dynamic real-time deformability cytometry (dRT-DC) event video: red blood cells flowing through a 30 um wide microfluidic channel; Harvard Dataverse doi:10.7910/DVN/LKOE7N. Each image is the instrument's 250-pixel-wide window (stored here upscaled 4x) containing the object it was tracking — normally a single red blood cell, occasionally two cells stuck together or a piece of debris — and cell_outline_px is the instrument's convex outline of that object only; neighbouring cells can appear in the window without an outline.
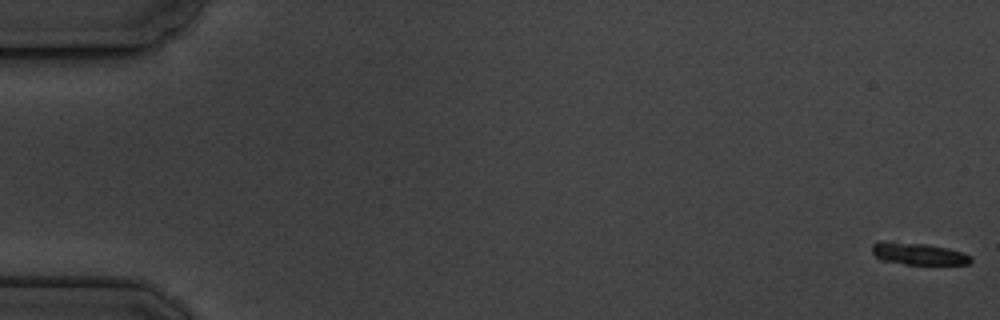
{"species": "common noctule bat (a hibernating species)", "species_latin": "Nyctalus noctula", "temperature_condition": "cold", "stored_images_in_passage": 8, "camera_frame_rate_fps": 3000, "um_per_image_px": 0.085, "animal": {"sex": "male", "body_mass_g": 19.5, "forearm_length_mm": 54.6}, "frame": {"image": 1, "passage_image": 1, "time_ms": 0.0, "image_size_px": [1000, 320], "cell_outline_px": [[972, 260], [968, 264], [904, 264], [880, 260], [872, 252], [872, 244], [924, 244], [948, 248], [972, 256]], "centroid_in_image_um": [78.15, 21.62], "position_along_channel_um": 6.9, "area_um2": 11.85}}
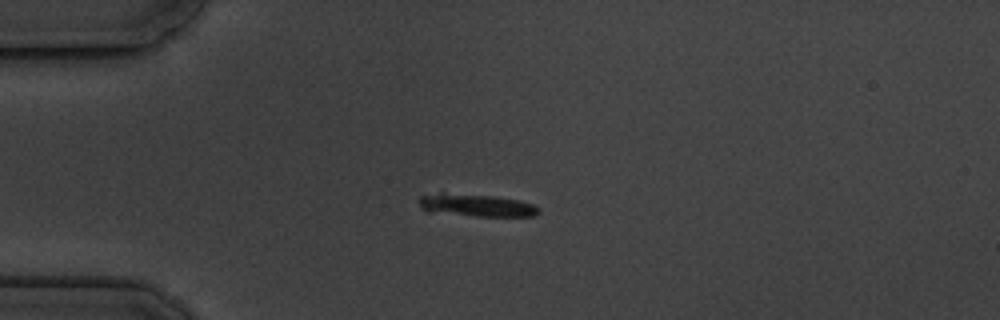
{"frame": {"image": 2, "passage_image": 5, "time_ms": 4.667, "image_size_px": [1000, 320], "cell_outline_px": [[540, 212], [536, 216], [476, 216], [428, 212], [420, 208], [420, 196], [440, 192], [444, 192], [492, 196], [516, 200], [532, 204]], "centroid_in_image_um": [40.42, 17.45], "position_along_channel_um": 44.6, "area_um2": 15.61}}
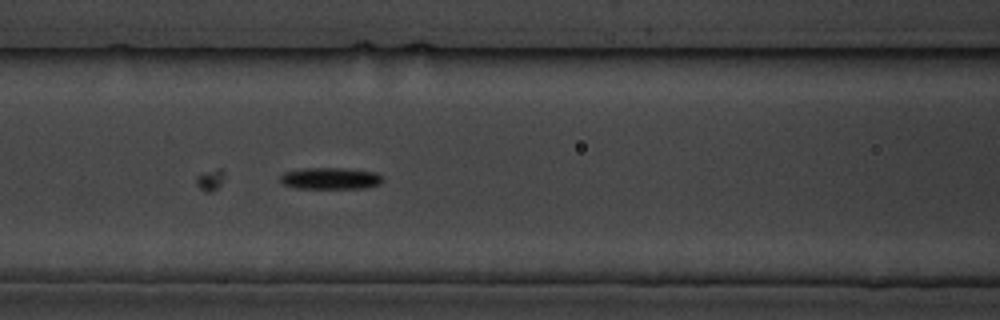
{"frame": {"image": 3, "passage_image": 8, "time_ms": 8.0, "image_size_px": [1000, 320], "cell_outline_px": [[384, 180], [380, 184], [368, 188], [296, 188], [284, 184], [280, 180], [280, 176], [284, 172], [300, 168], [344, 168], [376, 172]], "centroid_in_image_um": [28.09, 15.16], "position_along_channel_um": 138.5, "area_um2": 13.01}}